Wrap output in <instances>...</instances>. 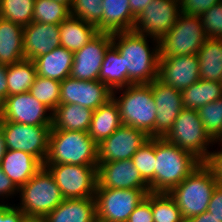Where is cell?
Wrapping results in <instances>:
<instances>
[{"mask_svg":"<svg viewBox=\"0 0 222 222\" xmlns=\"http://www.w3.org/2000/svg\"><path fill=\"white\" fill-rule=\"evenodd\" d=\"M207 38L222 39V1L200 15Z\"/></svg>","mask_w":222,"mask_h":222,"instance_id":"cell-40","label":"cell"},{"mask_svg":"<svg viewBox=\"0 0 222 222\" xmlns=\"http://www.w3.org/2000/svg\"><path fill=\"white\" fill-rule=\"evenodd\" d=\"M35 0H1L0 17L21 26L33 21Z\"/></svg>","mask_w":222,"mask_h":222,"instance_id":"cell-35","label":"cell"},{"mask_svg":"<svg viewBox=\"0 0 222 222\" xmlns=\"http://www.w3.org/2000/svg\"><path fill=\"white\" fill-rule=\"evenodd\" d=\"M121 125L119 108L111 98L94 110L88 134L97 144H100Z\"/></svg>","mask_w":222,"mask_h":222,"instance_id":"cell-27","label":"cell"},{"mask_svg":"<svg viewBox=\"0 0 222 222\" xmlns=\"http://www.w3.org/2000/svg\"><path fill=\"white\" fill-rule=\"evenodd\" d=\"M103 0H73L70 16L96 25L102 18Z\"/></svg>","mask_w":222,"mask_h":222,"instance_id":"cell-39","label":"cell"},{"mask_svg":"<svg viewBox=\"0 0 222 222\" xmlns=\"http://www.w3.org/2000/svg\"><path fill=\"white\" fill-rule=\"evenodd\" d=\"M63 200L52 174L43 166L25 185L19 188L15 205L28 220H43Z\"/></svg>","mask_w":222,"mask_h":222,"instance_id":"cell-6","label":"cell"},{"mask_svg":"<svg viewBox=\"0 0 222 222\" xmlns=\"http://www.w3.org/2000/svg\"><path fill=\"white\" fill-rule=\"evenodd\" d=\"M0 127L9 150H20L38 158L43 164L48 153L52 126H33L11 121H0Z\"/></svg>","mask_w":222,"mask_h":222,"instance_id":"cell-11","label":"cell"},{"mask_svg":"<svg viewBox=\"0 0 222 222\" xmlns=\"http://www.w3.org/2000/svg\"><path fill=\"white\" fill-rule=\"evenodd\" d=\"M206 39L200 16L181 13L175 25L159 41L160 58L197 54Z\"/></svg>","mask_w":222,"mask_h":222,"instance_id":"cell-8","label":"cell"},{"mask_svg":"<svg viewBox=\"0 0 222 222\" xmlns=\"http://www.w3.org/2000/svg\"><path fill=\"white\" fill-rule=\"evenodd\" d=\"M122 125L143 131L155 138L156 105L149 84H131L112 91Z\"/></svg>","mask_w":222,"mask_h":222,"instance_id":"cell-2","label":"cell"},{"mask_svg":"<svg viewBox=\"0 0 222 222\" xmlns=\"http://www.w3.org/2000/svg\"><path fill=\"white\" fill-rule=\"evenodd\" d=\"M150 189H110L96 186L97 222H127Z\"/></svg>","mask_w":222,"mask_h":222,"instance_id":"cell-9","label":"cell"},{"mask_svg":"<svg viewBox=\"0 0 222 222\" xmlns=\"http://www.w3.org/2000/svg\"><path fill=\"white\" fill-rule=\"evenodd\" d=\"M222 0H180L181 13L200 16Z\"/></svg>","mask_w":222,"mask_h":222,"instance_id":"cell-42","label":"cell"},{"mask_svg":"<svg viewBox=\"0 0 222 222\" xmlns=\"http://www.w3.org/2000/svg\"><path fill=\"white\" fill-rule=\"evenodd\" d=\"M148 139L149 136L143 131L121 125L110 137L98 144V162L132 159Z\"/></svg>","mask_w":222,"mask_h":222,"instance_id":"cell-17","label":"cell"},{"mask_svg":"<svg viewBox=\"0 0 222 222\" xmlns=\"http://www.w3.org/2000/svg\"><path fill=\"white\" fill-rule=\"evenodd\" d=\"M52 174L64 199L95 197L97 166L43 164Z\"/></svg>","mask_w":222,"mask_h":222,"instance_id":"cell-10","label":"cell"},{"mask_svg":"<svg viewBox=\"0 0 222 222\" xmlns=\"http://www.w3.org/2000/svg\"><path fill=\"white\" fill-rule=\"evenodd\" d=\"M44 164L98 166V144L88 132L51 129Z\"/></svg>","mask_w":222,"mask_h":222,"instance_id":"cell-3","label":"cell"},{"mask_svg":"<svg viewBox=\"0 0 222 222\" xmlns=\"http://www.w3.org/2000/svg\"><path fill=\"white\" fill-rule=\"evenodd\" d=\"M197 112L210 138L222 140V98L199 107Z\"/></svg>","mask_w":222,"mask_h":222,"instance_id":"cell-37","label":"cell"},{"mask_svg":"<svg viewBox=\"0 0 222 222\" xmlns=\"http://www.w3.org/2000/svg\"><path fill=\"white\" fill-rule=\"evenodd\" d=\"M0 167L9 179L20 188L43 167V163L29 153L7 149Z\"/></svg>","mask_w":222,"mask_h":222,"instance_id":"cell-21","label":"cell"},{"mask_svg":"<svg viewBox=\"0 0 222 222\" xmlns=\"http://www.w3.org/2000/svg\"><path fill=\"white\" fill-rule=\"evenodd\" d=\"M197 55L200 79L222 82V39L207 38Z\"/></svg>","mask_w":222,"mask_h":222,"instance_id":"cell-29","label":"cell"},{"mask_svg":"<svg viewBox=\"0 0 222 222\" xmlns=\"http://www.w3.org/2000/svg\"><path fill=\"white\" fill-rule=\"evenodd\" d=\"M156 105L155 138H165L184 109L181 91L158 79L150 83Z\"/></svg>","mask_w":222,"mask_h":222,"instance_id":"cell-16","label":"cell"},{"mask_svg":"<svg viewBox=\"0 0 222 222\" xmlns=\"http://www.w3.org/2000/svg\"><path fill=\"white\" fill-rule=\"evenodd\" d=\"M112 45L124 59L132 84H149L158 78L159 40L134 31L112 33Z\"/></svg>","mask_w":222,"mask_h":222,"instance_id":"cell-1","label":"cell"},{"mask_svg":"<svg viewBox=\"0 0 222 222\" xmlns=\"http://www.w3.org/2000/svg\"><path fill=\"white\" fill-rule=\"evenodd\" d=\"M18 193L19 188L9 179L0 167V204H15L14 201L17 200Z\"/></svg>","mask_w":222,"mask_h":222,"instance_id":"cell-41","label":"cell"},{"mask_svg":"<svg viewBox=\"0 0 222 222\" xmlns=\"http://www.w3.org/2000/svg\"><path fill=\"white\" fill-rule=\"evenodd\" d=\"M7 65L0 64V104L8 97Z\"/></svg>","mask_w":222,"mask_h":222,"instance_id":"cell-47","label":"cell"},{"mask_svg":"<svg viewBox=\"0 0 222 222\" xmlns=\"http://www.w3.org/2000/svg\"><path fill=\"white\" fill-rule=\"evenodd\" d=\"M52 113L29 92L8 96L0 104V121L52 126Z\"/></svg>","mask_w":222,"mask_h":222,"instance_id":"cell-13","label":"cell"},{"mask_svg":"<svg viewBox=\"0 0 222 222\" xmlns=\"http://www.w3.org/2000/svg\"><path fill=\"white\" fill-rule=\"evenodd\" d=\"M70 16V10L54 0H35L33 21L60 25Z\"/></svg>","mask_w":222,"mask_h":222,"instance_id":"cell-38","label":"cell"},{"mask_svg":"<svg viewBox=\"0 0 222 222\" xmlns=\"http://www.w3.org/2000/svg\"><path fill=\"white\" fill-rule=\"evenodd\" d=\"M165 139L206 163L214 149V141L206 133L197 110L184 108Z\"/></svg>","mask_w":222,"mask_h":222,"instance_id":"cell-7","label":"cell"},{"mask_svg":"<svg viewBox=\"0 0 222 222\" xmlns=\"http://www.w3.org/2000/svg\"><path fill=\"white\" fill-rule=\"evenodd\" d=\"M182 105L186 109L199 107L222 98V82L199 79L196 83L181 91Z\"/></svg>","mask_w":222,"mask_h":222,"instance_id":"cell-30","label":"cell"},{"mask_svg":"<svg viewBox=\"0 0 222 222\" xmlns=\"http://www.w3.org/2000/svg\"><path fill=\"white\" fill-rule=\"evenodd\" d=\"M59 26L32 21L23 27V53L25 59L35 58L61 46Z\"/></svg>","mask_w":222,"mask_h":222,"instance_id":"cell-20","label":"cell"},{"mask_svg":"<svg viewBox=\"0 0 222 222\" xmlns=\"http://www.w3.org/2000/svg\"><path fill=\"white\" fill-rule=\"evenodd\" d=\"M129 0H103V15L96 24L99 32L133 31L136 17L132 14Z\"/></svg>","mask_w":222,"mask_h":222,"instance_id":"cell-23","label":"cell"},{"mask_svg":"<svg viewBox=\"0 0 222 222\" xmlns=\"http://www.w3.org/2000/svg\"><path fill=\"white\" fill-rule=\"evenodd\" d=\"M154 222H185L173 198L165 192H151Z\"/></svg>","mask_w":222,"mask_h":222,"instance_id":"cell-34","label":"cell"},{"mask_svg":"<svg viewBox=\"0 0 222 222\" xmlns=\"http://www.w3.org/2000/svg\"><path fill=\"white\" fill-rule=\"evenodd\" d=\"M186 222H221L213 214L209 213L208 211L199 214L193 218L188 219Z\"/></svg>","mask_w":222,"mask_h":222,"instance_id":"cell-49","label":"cell"},{"mask_svg":"<svg viewBox=\"0 0 222 222\" xmlns=\"http://www.w3.org/2000/svg\"><path fill=\"white\" fill-rule=\"evenodd\" d=\"M180 14V0H152L136 18L133 31L160 41Z\"/></svg>","mask_w":222,"mask_h":222,"instance_id":"cell-12","label":"cell"},{"mask_svg":"<svg viewBox=\"0 0 222 222\" xmlns=\"http://www.w3.org/2000/svg\"><path fill=\"white\" fill-rule=\"evenodd\" d=\"M93 112L79 104H59L52 113L51 129L88 132Z\"/></svg>","mask_w":222,"mask_h":222,"instance_id":"cell-26","label":"cell"},{"mask_svg":"<svg viewBox=\"0 0 222 222\" xmlns=\"http://www.w3.org/2000/svg\"><path fill=\"white\" fill-rule=\"evenodd\" d=\"M219 184L212 169L201 163L168 194L180 209L185 222L207 211L215 187Z\"/></svg>","mask_w":222,"mask_h":222,"instance_id":"cell-4","label":"cell"},{"mask_svg":"<svg viewBox=\"0 0 222 222\" xmlns=\"http://www.w3.org/2000/svg\"><path fill=\"white\" fill-rule=\"evenodd\" d=\"M132 14L137 18L152 0H129Z\"/></svg>","mask_w":222,"mask_h":222,"instance_id":"cell-48","label":"cell"},{"mask_svg":"<svg viewBox=\"0 0 222 222\" xmlns=\"http://www.w3.org/2000/svg\"><path fill=\"white\" fill-rule=\"evenodd\" d=\"M112 46V33L99 32L81 49L74 52L70 77L79 80H99L106 51Z\"/></svg>","mask_w":222,"mask_h":222,"instance_id":"cell-14","label":"cell"},{"mask_svg":"<svg viewBox=\"0 0 222 222\" xmlns=\"http://www.w3.org/2000/svg\"><path fill=\"white\" fill-rule=\"evenodd\" d=\"M27 222H43L42 220H28Z\"/></svg>","mask_w":222,"mask_h":222,"instance_id":"cell-52","label":"cell"},{"mask_svg":"<svg viewBox=\"0 0 222 222\" xmlns=\"http://www.w3.org/2000/svg\"><path fill=\"white\" fill-rule=\"evenodd\" d=\"M155 157V192L168 193L201 164L191 153L165 138H155Z\"/></svg>","mask_w":222,"mask_h":222,"instance_id":"cell-5","label":"cell"},{"mask_svg":"<svg viewBox=\"0 0 222 222\" xmlns=\"http://www.w3.org/2000/svg\"><path fill=\"white\" fill-rule=\"evenodd\" d=\"M217 145V146H216ZM214 150H211L210 157L206 164L212 169L215 174V178L219 184H222V140L215 141Z\"/></svg>","mask_w":222,"mask_h":222,"instance_id":"cell-44","label":"cell"},{"mask_svg":"<svg viewBox=\"0 0 222 222\" xmlns=\"http://www.w3.org/2000/svg\"><path fill=\"white\" fill-rule=\"evenodd\" d=\"M135 168L155 192V138H149L132 156Z\"/></svg>","mask_w":222,"mask_h":222,"instance_id":"cell-33","label":"cell"},{"mask_svg":"<svg viewBox=\"0 0 222 222\" xmlns=\"http://www.w3.org/2000/svg\"><path fill=\"white\" fill-rule=\"evenodd\" d=\"M99 81L103 82L111 91L132 84L127 78V70H124V59L113 45L106 51Z\"/></svg>","mask_w":222,"mask_h":222,"instance_id":"cell-31","label":"cell"},{"mask_svg":"<svg viewBox=\"0 0 222 222\" xmlns=\"http://www.w3.org/2000/svg\"><path fill=\"white\" fill-rule=\"evenodd\" d=\"M60 104H79L96 110L112 98V91L99 80L67 77L60 84Z\"/></svg>","mask_w":222,"mask_h":222,"instance_id":"cell-15","label":"cell"},{"mask_svg":"<svg viewBox=\"0 0 222 222\" xmlns=\"http://www.w3.org/2000/svg\"><path fill=\"white\" fill-rule=\"evenodd\" d=\"M59 32L61 46L73 53L81 49L99 33L96 25L72 16L60 24Z\"/></svg>","mask_w":222,"mask_h":222,"instance_id":"cell-28","label":"cell"},{"mask_svg":"<svg viewBox=\"0 0 222 222\" xmlns=\"http://www.w3.org/2000/svg\"><path fill=\"white\" fill-rule=\"evenodd\" d=\"M27 217L15 204H0V222H27Z\"/></svg>","mask_w":222,"mask_h":222,"instance_id":"cell-45","label":"cell"},{"mask_svg":"<svg viewBox=\"0 0 222 222\" xmlns=\"http://www.w3.org/2000/svg\"><path fill=\"white\" fill-rule=\"evenodd\" d=\"M54 1L65 5L69 10H70L72 3H73V0H54Z\"/></svg>","mask_w":222,"mask_h":222,"instance_id":"cell-51","label":"cell"},{"mask_svg":"<svg viewBox=\"0 0 222 222\" xmlns=\"http://www.w3.org/2000/svg\"><path fill=\"white\" fill-rule=\"evenodd\" d=\"M6 151H7V147H6V143H5V137H4V134H3L2 129L0 127V164H1V161H2Z\"/></svg>","mask_w":222,"mask_h":222,"instance_id":"cell-50","label":"cell"},{"mask_svg":"<svg viewBox=\"0 0 222 222\" xmlns=\"http://www.w3.org/2000/svg\"><path fill=\"white\" fill-rule=\"evenodd\" d=\"M23 59V26L0 17V64L11 65Z\"/></svg>","mask_w":222,"mask_h":222,"instance_id":"cell-25","label":"cell"},{"mask_svg":"<svg viewBox=\"0 0 222 222\" xmlns=\"http://www.w3.org/2000/svg\"><path fill=\"white\" fill-rule=\"evenodd\" d=\"M127 222H154L151 208V192L136 206Z\"/></svg>","mask_w":222,"mask_h":222,"instance_id":"cell-43","label":"cell"},{"mask_svg":"<svg viewBox=\"0 0 222 222\" xmlns=\"http://www.w3.org/2000/svg\"><path fill=\"white\" fill-rule=\"evenodd\" d=\"M60 84L57 80L37 76L29 93L53 112L60 104Z\"/></svg>","mask_w":222,"mask_h":222,"instance_id":"cell-36","label":"cell"},{"mask_svg":"<svg viewBox=\"0 0 222 222\" xmlns=\"http://www.w3.org/2000/svg\"><path fill=\"white\" fill-rule=\"evenodd\" d=\"M207 211L222 222V184L215 187Z\"/></svg>","mask_w":222,"mask_h":222,"instance_id":"cell-46","label":"cell"},{"mask_svg":"<svg viewBox=\"0 0 222 222\" xmlns=\"http://www.w3.org/2000/svg\"><path fill=\"white\" fill-rule=\"evenodd\" d=\"M73 58V52L60 46L35 58L33 62L38 76L61 82L70 76Z\"/></svg>","mask_w":222,"mask_h":222,"instance_id":"cell-24","label":"cell"},{"mask_svg":"<svg viewBox=\"0 0 222 222\" xmlns=\"http://www.w3.org/2000/svg\"><path fill=\"white\" fill-rule=\"evenodd\" d=\"M97 185L110 189H150L132 159L98 162Z\"/></svg>","mask_w":222,"mask_h":222,"instance_id":"cell-18","label":"cell"},{"mask_svg":"<svg viewBox=\"0 0 222 222\" xmlns=\"http://www.w3.org/2000/svg\"><path fill=\"white\" fill-rule=\"evenodd\" d=\"M43 222H97L95 197L64 199Z\"/></svg>","mask_w":222,"mask_h":222,"instance_id":"cell-22","label":"cell"},{"mask_svg":"<svg viewBox=\"0 0 222 222\" xmlns=\"http://www.w3.org/2000/svg\"><path fill=\"white\" fill-rule=\"evenodd\" d=\"M157 79L179 91L185 90L200 79L198 55L160 58Z\"/></svg>","mask_w":222,"mask_h":222,"instance_id":"cell-19","label":"cell"},{"mask_svg":"<svg viewBox=\"0 0 222 222\" xmlns=\"http://www.w3.org/2000/svg\"><path fill=\"white\" fill-rule=\"evenodd\" d=\"M37 76L33 60L23 59L7 65L8 96L29 92Z\"/></svg>","mask_w":222,"mask_h":222,"instance_id":"cell-32","label":"cell"}]
</instances>
